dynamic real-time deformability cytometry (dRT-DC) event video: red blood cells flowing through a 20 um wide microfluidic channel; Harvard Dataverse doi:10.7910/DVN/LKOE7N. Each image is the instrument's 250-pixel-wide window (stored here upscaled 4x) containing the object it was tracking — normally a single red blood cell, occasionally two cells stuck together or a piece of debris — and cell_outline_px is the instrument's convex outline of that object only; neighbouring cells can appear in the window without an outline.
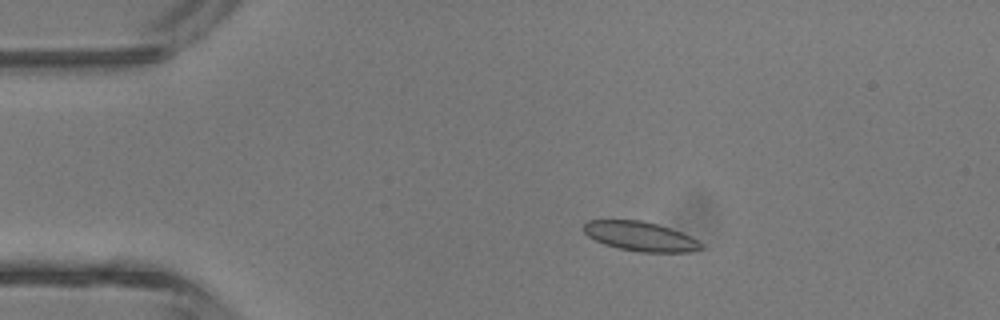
{"species": "common noctule bat (a hibernating species)", "species_latin": "Nyctalus noctula", "temperature_condition": "room temperature", "stored_images_in_passage": 4, "camera_frame_rate_fps": 3000, "um_per_image_px": 0.085, "animal": {"sex": "male", "body_mass_g": 13.3}, "frame": {"image": 1, "passage_image": 3, "time_ms": 2.333, "image_size_px": [1000, 320], "cell_outline_px": [[704, 248], [692, 252], [640, 252], [620, 248], [604, 244], [588, 236], [584, 232], [584, 224], [588, 220], [640, 220], [656, 224], [680, 232], [704, 244]], "centroid_in_image_um": [54.43, 20.1], "position_along_channel_um": 30.6, "area_um2": 19.88}}